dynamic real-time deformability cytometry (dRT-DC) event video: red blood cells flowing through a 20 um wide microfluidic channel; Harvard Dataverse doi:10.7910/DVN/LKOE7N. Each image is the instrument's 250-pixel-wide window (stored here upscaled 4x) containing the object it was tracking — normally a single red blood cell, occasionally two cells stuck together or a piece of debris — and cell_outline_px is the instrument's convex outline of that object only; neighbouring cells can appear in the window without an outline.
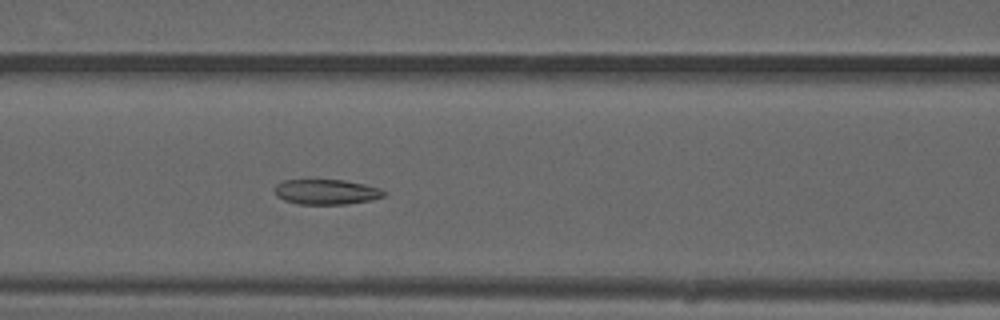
{"species": "common noctule bat (a hibernating species)", "species_latin": "Nyctalus noctula", "temperature_condition": "warm", "stored_images_in_passage": 51, "camera_frame_rate_fps": 3000, "um_per_image_px": 0.085, "animal": {"sex": "male", "forearm_length_mm": 52.5}, "frame": {"image": 1, "passage_image": 22, "time_ms": 7.0, "image_size_px": [1000, 320], "cell_outline_px": [[384, 196], [372, 200], [348, 204], [296, 204], [284, 200], [276, 196], [276, 184], [284, 180], [344, 180], [364, 184], [380, 188], [384, 192]], "centroid_in_image_um": [27.74, 16.32], "position_along_channel_um": 138.9, "area_um2": 15.95}}
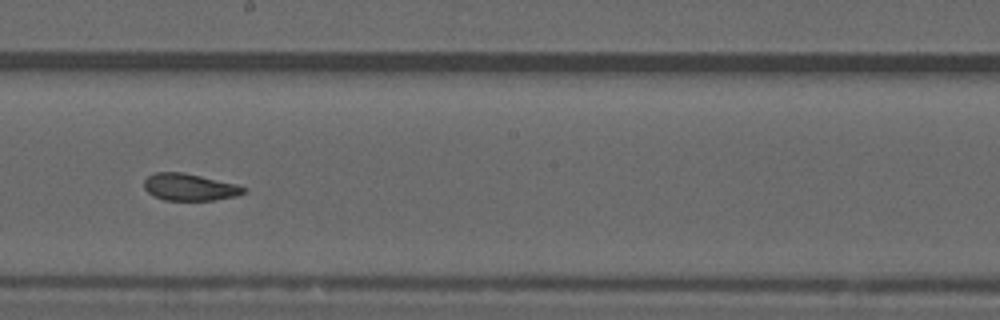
{"frame": {"image": 2, "passage_image": 29, "time_ms": 9.333, "image_size_px": [1000, 320], "cell_outline_px": [[248, 188], [244, 192], [236, 196], [216, 200], [164, 200], [148, 192], [144, 188], [144, 180], [148, 176], [156, 172], [184, 172], [236, 184]], "centroid_in_image_um": [16.12, 15.9], "position_along_channel_um": 232.1, "area_um2": 15.61}}
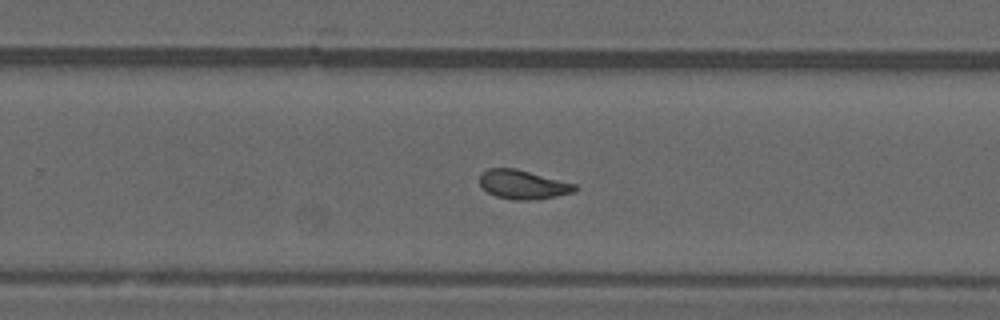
{"frame": {"image": 3, "passage_image": 33, "time_ms": 10.667, "image_size_px": [1000, 320], "cell_outline_px": [[576, 192], [540, 200], [512, 200], [496, 196], [488, 192], [480, 184], [480, 172], [488, 168], [516, 168], [576, 184]], "centroid_in_image_um": [44.46, 15.69], "position_along_channel_um": 285.3, "area_um2": 16.3}, "authors_computed_cell_mechanics": {"area_um2": 16.6464, "velocity_mm_per_s": 4.0123, "shape_relaxation_time_tau1_ms": null, "shape_relaxation_time_tau2_ms": 1.767, "deformation_change_tau1": null, "deformation_change_tau2": 0.075}}